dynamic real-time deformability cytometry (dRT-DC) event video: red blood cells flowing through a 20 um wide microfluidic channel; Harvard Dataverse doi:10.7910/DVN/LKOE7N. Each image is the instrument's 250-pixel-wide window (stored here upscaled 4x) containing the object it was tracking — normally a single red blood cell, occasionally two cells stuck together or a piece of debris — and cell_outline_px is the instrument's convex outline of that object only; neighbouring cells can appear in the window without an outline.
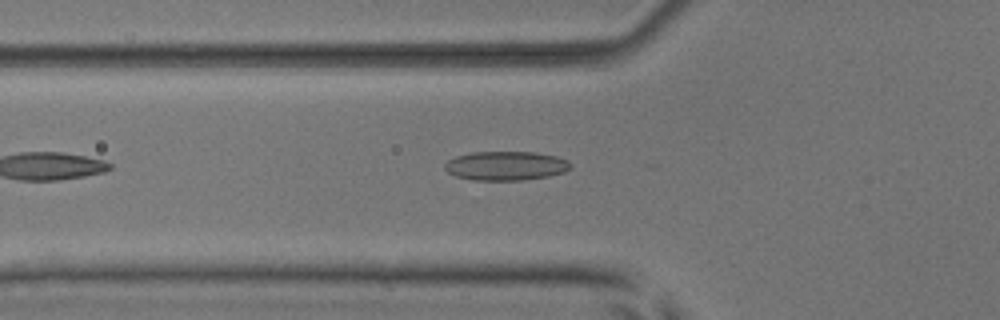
{"species": "common noctule bat (a hibernating species)", "species_latin": "Nyctalus noctula", "temperature_condition": "room temperature", "stored_images_in_passage": 27, "camera_frame_rate_fps": 3000, "um_per_image_px": 0.085, "animal": {"sex": "male", "body_mass_g": 17.9, "forearm_length_mm": 54.2}, "frame": {"image": 1, "passage_image": 4, "time_ms": 1.0, "image_size_px": [1000, 320], "cell_outline_px": [[572, 168], [564, 172], [548, 176], [524, 180], [472, 180], [456, 176], [448, 172], [444, 168], [444, 164], [448, 160], [456, 156], [472, 152], [536, 152], [556, 156], [568, 160], [572, 164]], "centroid_in_image_um": [43.02, 14.09], "position_along_channel_um": 82.8, "area_um2": 21.44}}
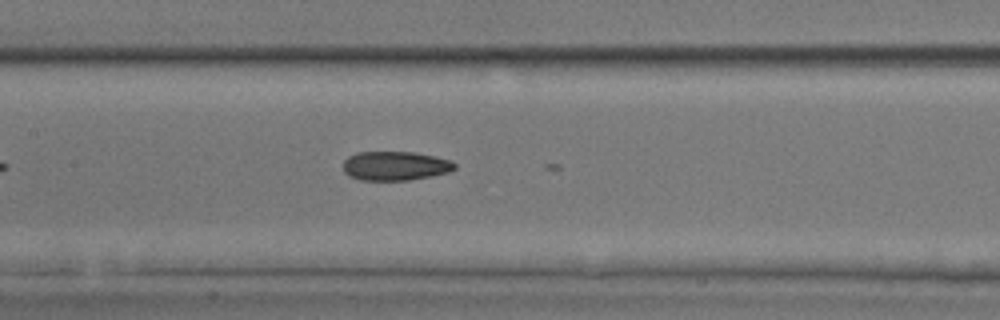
{"frame": {"image": 2, "passage_image": 11, "time_ms": 3.333, "image_size_px": [1000, 320], "cell_outline_px": [[456, 168], [448, 172], [432, 176], [408, 180], [360, 180], [348, 176], [344, 172], [344, 160], [348, 156], [356, 152], [412, 152], [436, 156], [452, 160], [456, 164]], "centroid_in_image_um": [33.6, 14.1], "position_along_channel_um": 173.8, "area_um2": 19.07}}
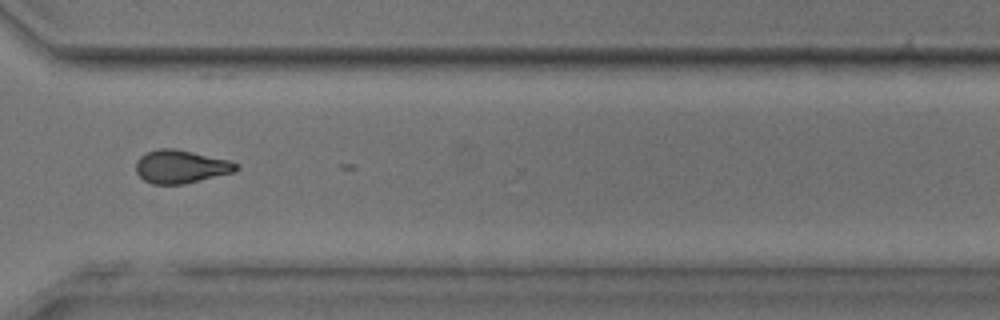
{"frame": {"image": 3, "passage_image": 25, "time_ms": 8.0, "image_size_px": [1000, 320], "cell_outline_px": [[240, 168], [236, 172], [184, 184], [152, 184], [144, 180], [136, 172], [136, 160], [140, 156], [148, 152], [160, 148], [176, 148], [228, 160], [240, 164]], "centroid_in_image_um": [15.4, 14.16], "position_along_channel_um": 355.2, "area_um2": 19.54}, "authors_computed_cell_mechanics": {"area_um2": 19.363, "velocity_mm_per_s": 3.8852, "shape_relaxation_time_tau1_ms": null, "shape_relaxation_time_tau2_ms": 2.9676, "deformation_change_tau1": null, "deformation_change_tau2": 0.09}}